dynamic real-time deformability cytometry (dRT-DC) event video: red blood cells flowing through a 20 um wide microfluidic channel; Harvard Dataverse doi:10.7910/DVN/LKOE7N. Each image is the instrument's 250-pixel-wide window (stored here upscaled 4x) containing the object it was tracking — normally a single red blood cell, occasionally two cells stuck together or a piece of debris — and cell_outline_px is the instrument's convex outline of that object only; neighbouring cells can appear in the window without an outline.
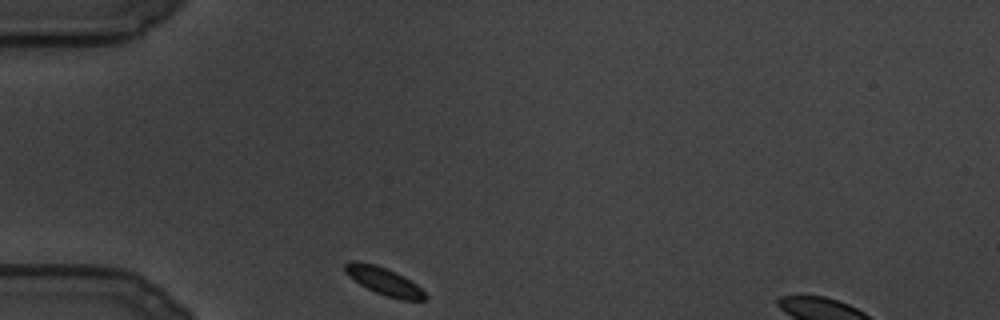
{"species": "common noctule bat (a hibernating species)", "species_latin": "Nyctalus noctula", "temperature_condition": "cold", "stored_images_in_passage": 75, "camera_frame_rate_fps": 3000, "um_per_image_px": 0.085, "animal": {"sex": "male", "body_mass_g": 19.5, "forearm_length_mm": 54.6}, "frame": {"image": 1, "passage_image": 1, "time_ms": 0.0, "image_size_px": [1000, 320], "cell_outline_px": [[428, 300], [400, 300], [376, 292], [360, 284], [348, 276], [344, 272], [344, 264], [352, 260], [356, 260], [376, 264], [396, 272], [404, 276], [416, 284], [428, 296]], "centroid_in_image_um": [32.63, 23.88], "position_along_channel_um": 52.4, "area_um2": 13.01}}
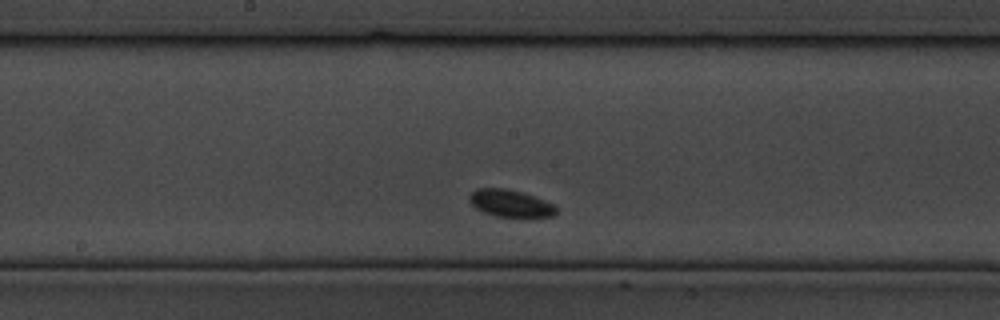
{"frame": {"image": 2, "passage_image": 33, "time_ms": 10.667, "image_size_px": [1000, 320], "cell_outline_px": [[556, 212], [552, 216], [496, 216], [484, 212], [476, 208], [468, 200], [468, 196], [476, 188], [504, 188], [520, 192], [544, 200], [552, 204], [556, 208]], "centroid_in_image_um": [43.32, 17.27], "position_along_channel_um": 204.9, "area_um2": 13.35}}
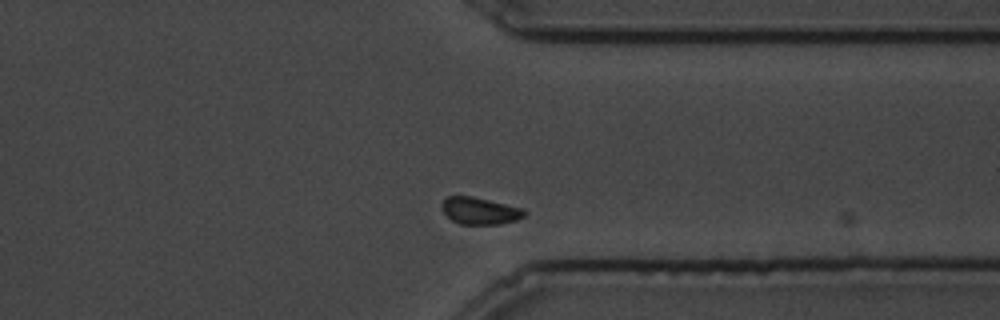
{"frame": {"image": 3, "passage_image": 64, "time_ms": 21.0, "image_size_px": [1000, 320], "cell_outline_px": [[528, 212], [524, 216], [516, 220], [500, 224], [460, 224], [452, 220], [444, 212], [440, 204], [448, 196], [472, 196], [524, 208]], "centroid_in_image_um": [40.82, 17.92], "position_along_channel_um": 370.6, "area_um2": 13.01}}